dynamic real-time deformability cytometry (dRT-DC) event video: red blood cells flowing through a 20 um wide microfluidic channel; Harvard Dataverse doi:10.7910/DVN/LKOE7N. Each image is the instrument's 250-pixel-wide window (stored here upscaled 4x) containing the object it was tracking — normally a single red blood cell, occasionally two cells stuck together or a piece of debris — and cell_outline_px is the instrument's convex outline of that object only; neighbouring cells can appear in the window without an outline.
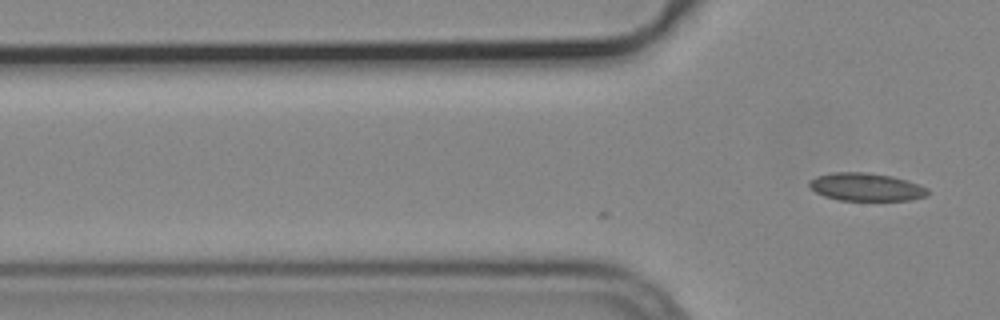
{"species": "common noctule bat (a hibernating species)", "species_latin": "Nyctalus noctula", "temperature_condition": "cold", "stored_images_in_passage": 3, "camera_frame_rate_fps": 3000, "um_per_image_px": 0.085, "animal": {"sex": "male", "body_mass_g": 19.2, "forearm_length_mm": 51.8}, "frame": {"image": 1, "passage_image": 3, "time_ms": 0.667, "image_size_px": [1000, 320], "cell_outline_px": [[932, 192], [928, 196], [908, 200], [840, 200], [824, 196], [816, 192], [808, 184], [816, 176], [836, 172], [864, 172], [892, 176], [908, 180], [928, 188]], "centroid_in_image_um": [73.69, 15.89], "position_along_channel_um": 52.1, "area_um2": 19.25}}